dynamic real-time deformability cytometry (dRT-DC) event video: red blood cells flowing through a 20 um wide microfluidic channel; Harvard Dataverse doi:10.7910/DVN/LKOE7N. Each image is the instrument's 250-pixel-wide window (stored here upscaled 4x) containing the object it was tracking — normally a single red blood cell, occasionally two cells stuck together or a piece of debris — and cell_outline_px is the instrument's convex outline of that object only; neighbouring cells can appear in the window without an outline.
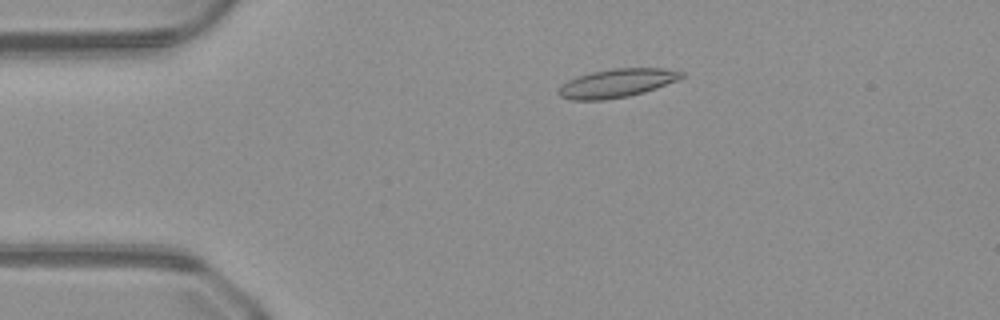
{"species": "common noctule bat (a hibernating species)", "species_latin": "Nyctalus noctula", "temperature_condition": "warm", "stored_images_in_passage": 50, "camera_frame_rate_fps": 3000, "um_per_image_px": 0.085, "animal": {"sex": "male", "body_mass_g": 23.1, "forearm_length_mm": 52.7}, "frame": {"image": 1, "passage_image": 10, "time_ms": 3.0, "image_size_px": [1000, 320], "cell_outline_px": [[684, 76], [680, 80], [644, 92], [628, 96], [604, 100], [572, 100], [560, 96], [556, 92], [568, 80], [592, 72], [616, 68], [664, 68], [684, 72]], "centroid_in_image_um": [52.48, 7.07], "position_along_channel_um": 32.5, "area_um2": 20.35}}
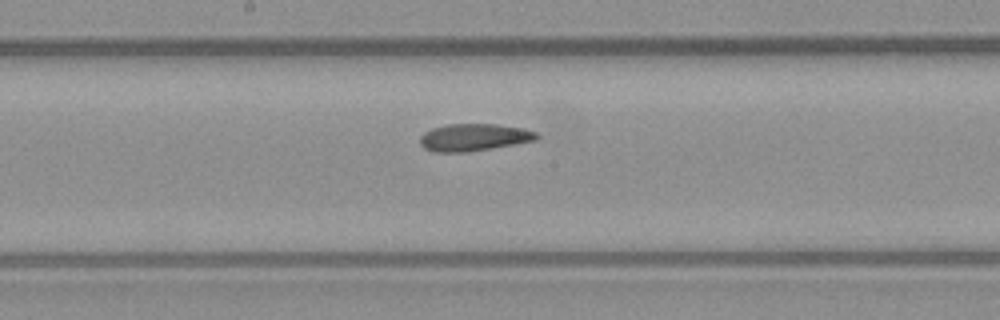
{"frame": {"image": 2, "passage_image": 26, "time_ms": 8.333, "image_size_px": [1000, 320], "cell_outline_px": [[540, 136], [536, 140], [468, 152], [432, 152], [424, 148], [420, 144], [420, 136], [424, 132], [432, 128], [448, 124], [496, 124], [524, 128], [536, 132]], "centroid_in_image_um": [40.26, 11.67], "position_along_channel_um": 207.9, "area_um2": 18.55}}
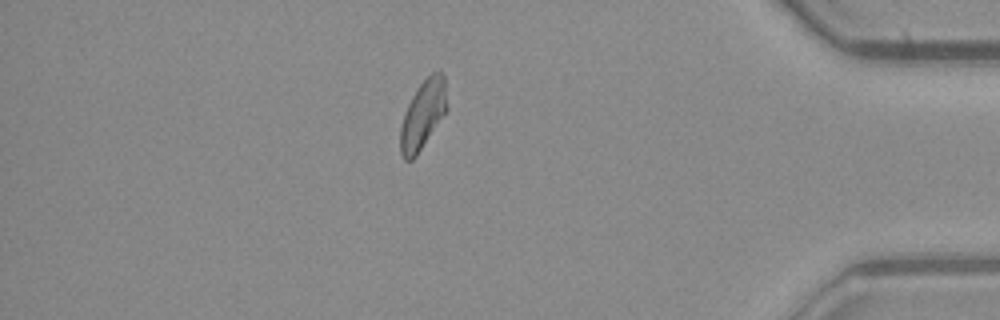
{"frame": {"image": 3, "passage_image": 43, "time_ms": 14.0, "image_size_px": [1000, 320], "cell_outline_px": [[448, 108], [416, 156], [412, 160], [404, 160], [400, 152], [400, 128], [404, 112], [416, 88], [432, 72], [440, 68], [444, 76]], "centroid_in_image_um": [35.95, 9.71], "position_along_channel_um": 399.3, "area_um2": 18.67}}